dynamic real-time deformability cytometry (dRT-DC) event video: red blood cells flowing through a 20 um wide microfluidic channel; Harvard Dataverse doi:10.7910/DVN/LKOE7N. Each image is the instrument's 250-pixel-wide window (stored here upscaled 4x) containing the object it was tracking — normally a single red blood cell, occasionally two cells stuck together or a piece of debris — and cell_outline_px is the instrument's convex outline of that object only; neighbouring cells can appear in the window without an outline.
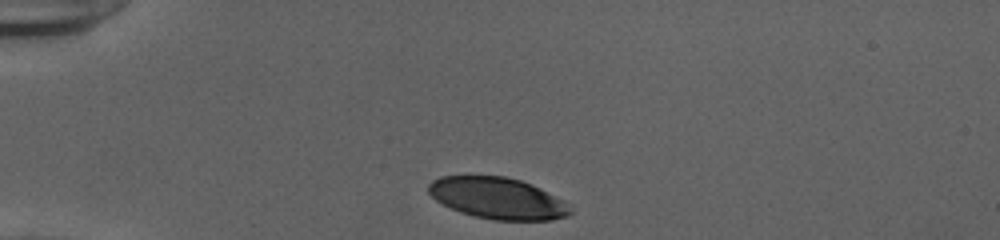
{"species": "human", "species_latin": "Homo sapiens", "temperature_condition": "cold", "stored_images_in_passage": 32, "camera_frame_rate_fps": 3000, "um_per_image_px": 0.085, "donor": {"sex": "female"}, "frame": {"image": 1, "passage_image": 1, "time_ms": 0.0, "image_size_px": [1000, 240], "cell_outline_px": [[572, 212], [568, 216], [552, 220], [492, 220], [472, 216], [460, 212], [436, 200], [428, 192], [428, 184], [432, 180], [440, 176], [504, 176], [520, 180], [532, 184], [564, 200]], "centroid_in_image_um": [42.3, 16.85], "position_along_channel_um": 42.7, "area_um2": 34.28}}
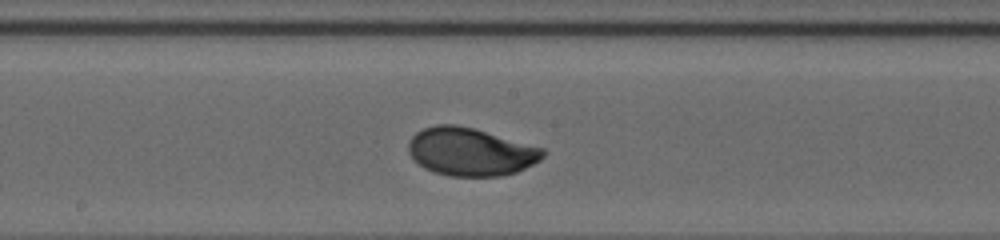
{"frame": {"image": 2, "passage_image": 17, "time_ms": 5.333, "image_size_px": [1000, 240], "cell_outline_px": [[544, 156], [540, 160], [516, 172], [500, 176], [448, 176], [432, 172], [424, 168], [408, 152], [408, 144], [412, 136], [416, 132], [424, 128], [436, 124], [456, 124], [472, 128], [544, 148]], "centroid_in_image_um": [39.97, 12.9], "position_along_channel_um": 208.2, "area_um2": 37.4}}
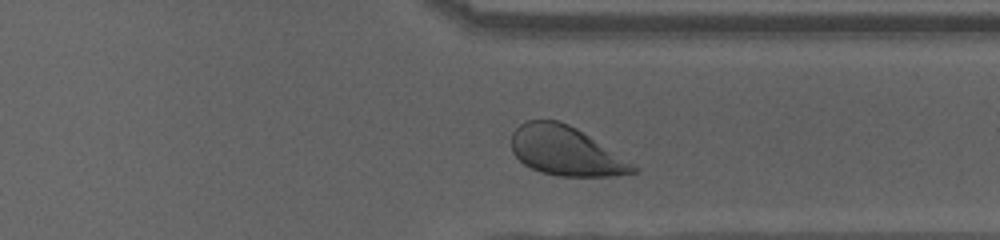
{"frame": {"image": 3, "passage_image": 29, "time_ms": 9.333, "image_size_px": [1000, 240], "cell_outline_px": [[640, 168], [636, 172], [616, 176], [556, 176], [540, 172], [524, 164], [512, 152], [512, 132], [520, 124], [528, 120], [556, 120], [568, 124], [576, 128]], "centroid_in_image_um": [48.07, 12.85], "position_along_channel_um": 363.3, "area_um2": 34.56}, "authors_computed_cell_mechanics": {"area_um2": 37.1076, "velocity_mm_per_s": 3.8751, "shape_relaxation_time_tau1_ms": 2.5121, "shape_relaxation_time_tau2_ms": null, "deformation_change_tau1": 0.1392, "deformation_change_tau2": null}}